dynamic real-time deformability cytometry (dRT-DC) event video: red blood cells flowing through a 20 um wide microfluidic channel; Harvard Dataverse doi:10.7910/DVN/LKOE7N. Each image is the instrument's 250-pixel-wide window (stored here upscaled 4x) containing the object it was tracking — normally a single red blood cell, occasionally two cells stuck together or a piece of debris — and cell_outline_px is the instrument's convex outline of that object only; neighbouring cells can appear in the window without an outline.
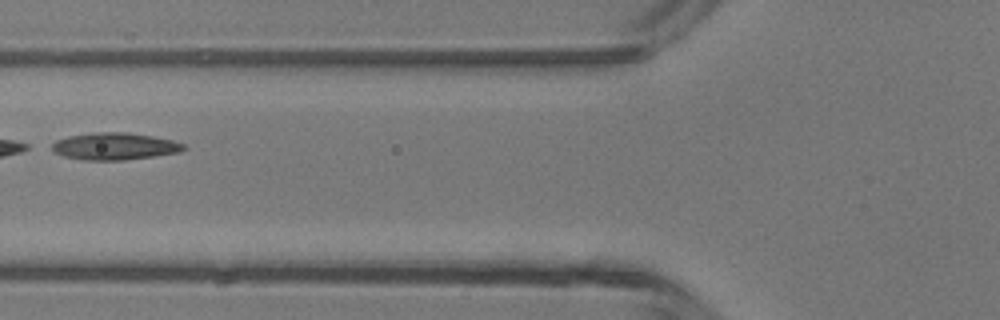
{"species": "common noctule bat (a hibernating species)", "species_latin": "Nyctalus noctula", "temperature_condition": "room temperature", "stored_images_in_passage": 6, "camera_frame_rate_fps": 3000, "um_per_image_px": 0.085, "animal": {"sex": "male", "body_mass_g": 13.3}, "frame": {"image": 1, "passage_image": 5, "time_ms": 5.667, "image_size_px": [1000, 320], "cell_outline_px": [[188, 148], [180, 152], [124, 160], [84, 160], [64, 156], [56, 152], [52, 148], [52, 144], [56, 140], [68, 136], [92, 132], [128, 132], [152, 136], [172, 140], [184, 144]], "centroid_in_image_um": [9.76, 12.42], "position_along_channel_um": 116.0, "area_um2": 20.75}}
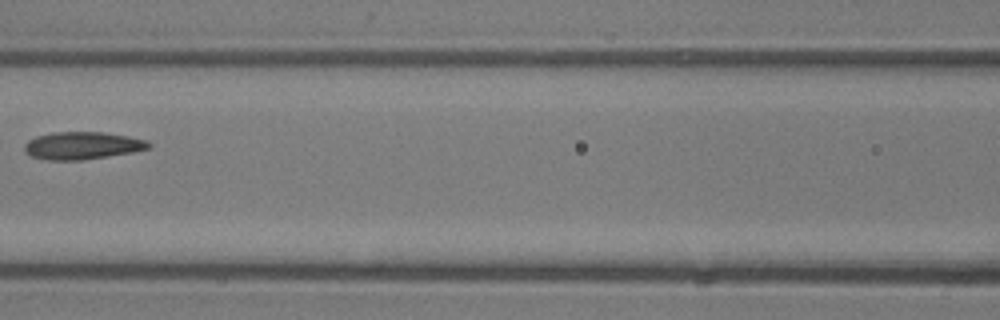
{"frame": {"image": 2, "passage_image": 6, "time_ms": 6.667, "image_size_px": [1000, 320], "cell_outline_px": [[152, 144], [148, 148], [132, 152], [80, 160], [48, 160], [32, 156], [24, 152], [24, 144], [28, 140], [36, 136], [52, 132], [104, 132], [128, 136], [148, 140]], "centroid_in_image_um": [6.97, 12.36], "position_along_channel_um": 159.6, "area_um2": 19.88}}